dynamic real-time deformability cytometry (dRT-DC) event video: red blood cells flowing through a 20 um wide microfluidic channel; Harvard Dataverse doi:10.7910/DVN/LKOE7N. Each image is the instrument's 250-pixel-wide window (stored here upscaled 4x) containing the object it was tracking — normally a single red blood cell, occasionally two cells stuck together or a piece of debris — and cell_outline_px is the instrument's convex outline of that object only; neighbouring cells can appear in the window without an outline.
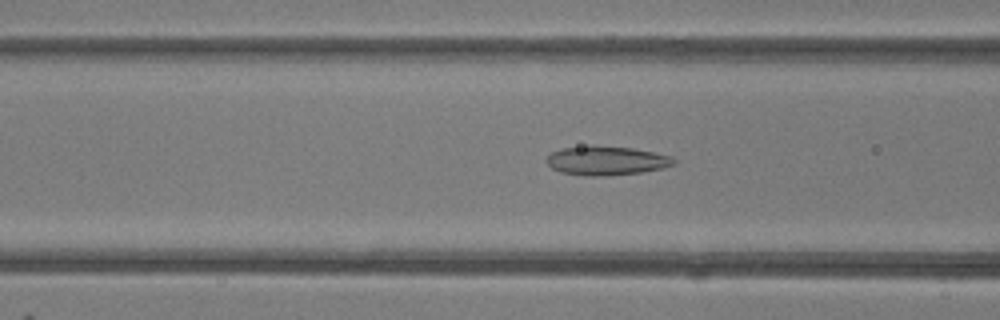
{"species": "common noctule bat (a hibernating species)", "species_latin": "Nyctalus noctula", "temperature_condition": "room temperature", "stored_images_in_passage": 49, "camera_frame_rate_fps": 3000, "um_per_image_px": 0.085, "animal": {"sex": "female"}, "frame": {"image": 1, "passage_image": 19, "time_ms": 6.0, "image_size_px": [1000, 320], "cell_outline_px": [[676, 164], [664, 168], [640, 172], [604, 176], [584, 176], [560, 172], [552, 168], [544, 160], [552, 152], [560, 148], [592, 144], [632, 148], [672, 156], [676, 160]], "centroid_in_image_um": [51.52, 13.64], "position_along_channel_um": 115.1, "area_um2": 21.91}}
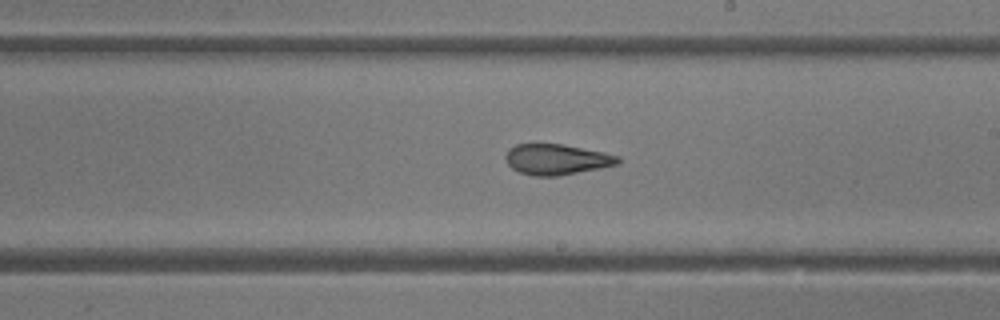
{"frame": {"image": 2, "passage_image": 28, "time_ms": 9.0, "image_size_px": [1000, 320], "cell_outline_px": [[620, 164], [600, 168], [556, 176], [536, 176], [520, 172], [512, 168], [508, 164], [504, 156], [508, 148], [516, 144], [564, 144], [604, 152], [620, 156]], "centroid_in_image_um": [47.32, 13.54], "position_along_channel_um": 241.7, "area_um2": 20.11}}
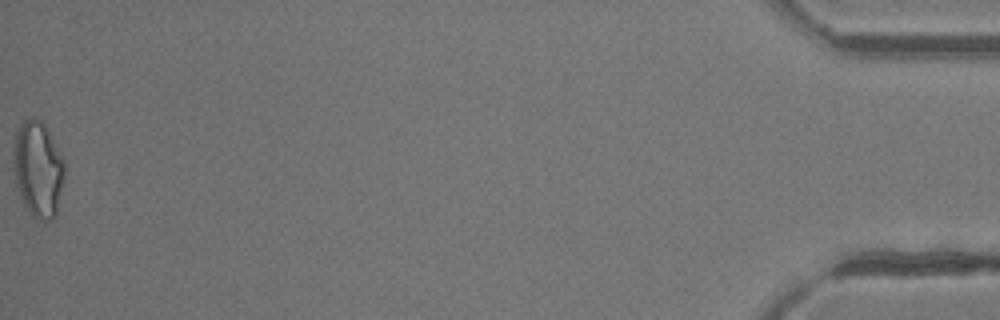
{"frame": {"image": 3, "passage_image": 49, "time_ms": 16.0, "image_size_px": [1000, 320], "cell_outline_px": [[64, 176], [56, 216], [52, 220], [36, 220], [24, 208], [16, 184], [12, 160], [12, 148], [16, 132], [20, 124], [24, 120], [32, 116], [40, 120], [44, 124], [64, 160]], "centroid_in_image_um": [3.2, 14.39], "position_along_channel_um": 432.0, "area_um2": 28.96}, "authors_computed_cell_mechanics": {"area_um2": 22.3108, "velocity_mm_per_s": 4.2167, "shape_relaxation_time_tau1_ms": null, "shape_relaxation_time_tau2_ms": 1.8954, "deformation_change_tau1": null, "deformation_change_tau2": 0.0904}}